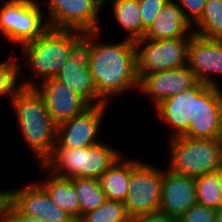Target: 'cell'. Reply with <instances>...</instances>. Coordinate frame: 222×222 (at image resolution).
Listing matches in <instances>:
<instances>
[{
  "instance_id": "obj_1",
  "label": "cell",
  "mask_w": 222,
  "mask_h": 222,
  "mask_svg": "<svg viewBox=\"0 0 222 222\" xmlns=\"http://www.w3.org/2000/svg\"><path fill=\"white\" fill-rule=\"evenodd\" d=\"M98 33H84L82 43L97 93L107 103L109 96L139 88L136 48L134 41L127 39L117 44H99L93 39Z\"/></svg>"
},
{
  "instance_id": "obj_2",
  "label": "cell",
  "mask_w": 222,
  "mask_h": 222,
  "mask_svg": "<svg viewBox=\"0 0 222 222\" xmlns=\"http://www.w3.org/2000/svg\"><path fill=\"white\" fill-rule=\"evenodd\" d=\"M11 102L28 147L43 165L53 153L57 125L49 116L41 95L34 87L20 86Z\"/></svg>"
},
{
  "instance_id": "obj_3",
  "label": "cell",
  "mask_w": 222,
  "mask_h": 222,
  "mask_svg": "<svg viewBox=\"0 0 222 222\" xmlns=\"http://www.w3.org/2000/svg\"><path fill=\"white\" fill-rule=\"evenodd\" d=\"M84 33L73 29L48 28L35 40L21 45L23 55L41 82L54 78L69 58L72 51L82 42Z\"/></svg>"
},
{
  "instance_id": "obj_4",
  "label": "cell",
  "mask_w": 222,
  "mask_h": 222,
  "mask_svg": "<svg viewBox=\"0 0 222 222\" xmlns=\"http://www.w3.org/2000/svg\"><path fill=\"white\" fill-rule=\"evenodd\" d=\"M120 157L114 148L99 142L90 147L54 148L41 167L58 177L99 179Z\"/></svg>"
},
{
  "instance_id": "obj_5",
  "label": "cell",
  "mask_w": 222,
  "mask_h": 222,
  "mask_svg": "<svg viewBox=\"0 0 222 222\" xmlns=\"http://www.w3.org/2000/svg\"><path fill=\"white\" fill-rule=\"evenodd\" d=\"M170 145V172L195 178L214 173L222 166V138L178 136L170 139Z\"/></svg>"
},
{
  "instance_id": "obj_6",
  "label": "cell",
  "mask_w": 222,
  "mask_h": 222,
  "mask_svg": "<svg viewBox=\"0 0 222 222\" xmlns=\"http://www.w3.org/2000/svg\"><path fill=\"white\" fill-rule=\"evenodd\" d=\"M190 37L135 41L137 76L157 71L175 69L187 65V49Z\"/></svg>"
},
{
  "instance_id": "obj_7",
  "label": "cell",
  "mask_w": 222,
  "mask_h": 222,
  "mask_svg": "<svg viewBox=\"0 0 222 222\" xmlns=\"http://www.w3.org/2000/svg\"><path fill=\"white\" fill-rule=\"evenodd\" d=\"M163 172L140 161L132 167L129 190L124 200L126 212L131 220L159 211Z\"/></svg>"
},
{
  "instance_id": "obj_8",
  "label": "cell",
  "mask_w": 222,
  "mask_h": 222,
  "mask_svg": "<svg viewBox=\"0 0 222 222\" xmlns=\"http://www.w3.org/2000/svg\"><path fill=\"white\" fill-rule=\"evenodd\" d=\"M49 28L73 29L83 33L99 31L98 0H48Z\"/></svg>"
},
{
  "instance_id": "obj_9",
  "label": "cell",
  "mask_w": 222,
  "mask_h": 222,
  "mask_svg": "<svg viewBox=\"0 0 222 222\" xmlns=\"http://www.w3.org/2000/svg\"><path fill=\"white\" fill-rule=\"evenodd\" d=\"M22 82L21 87H34L41 95L49 116L56 125L83 113L90 107L82 97L55 78L44 80L41 85L29 79Z\"/></svg>"
},
{
  "instance_id": "obj_10",
  "label": "cell",
  "mask_w": 222,
  "mask_h": 222,
  "mask_svg": "<svg viewBox=\"0 0 222 222\" xmlns=\"http://www.w3.org/2000/svg\"><path fill=\"white\" fill-rule=\"evenodd\" d=\"M192 139L222 138V90L207 86L195 98L194 118L182 135Z\"/></svg>"
},
{
  "instance_id": "obj_11",
  "label": "cell",
  "mask_w": 222,
  "mask_h": 222,
  "mask_svg": "<svg viewBox=\"0 0 222 222\" xmlns=\"http://www.w3.org/2000/svg\"><path fill=\"white\" fill-rule=\"evenodd\" d=\"M107 104L90 106L83 113L57 125L54 148L90 147L99 143L96 135Z\"/></svg>"
},
{
  "instance_id": "obj_12",
  "label": "cell",
  "mask_w": 222,
  "mask_h": 222,
  "mask_svg": "<svg viewBox=\"0 0 222 222\" xmlns=\"http://www.w3.org/2000/svg\"><path fill=\"white\" fill-rule=\"evenodd\" d=\"M187 67L197 81L217 87L211 75L222 74V40L192 34L187 49Z\"/></svg>"
},
{
  "instance_id": "obj_13",
  "label": "cell",
  "mask_w": 222,
  "mask_h": 222,
  "mask_svg": "<svg viewBox=\"0 0 222 222\" xmlns=\"http://www.w3.org/2000/svg\"><path fill=\"white\" fill-rule=\"evenodd\" d=\"M54 78L67 85L90 106L106 103L98 95L95 88L90 69L86 63L85 45L82 42L72 51Z\"/></svg>"
},
{
  "instance_id": "obj_14",
  "label": "cell",
  "mask_w": 222,
  "mask_h": 222,
  "mask_svg": "<svg viewBox=\"0 0 222 222\" xmlns=\"http://www.w3.org/2000/svg\"><path fill=\"white\" fill-rule=\"evenodd\" d=\"M10 201L22 213L46 222H75L55 205L46 191L35 182L17 190H10Z\"/></svg>"
},
{
  "instance_id": "obj_15",
  "label": "cell",
  "mask_w": 222,
  "mask_h": 222,
  "mask_svg": "<svg viewBox=\"0 0 222 222\" xmlns=\"http://www.w3.org/2000/svg\"><path fill=\"white\" fill-rule=\"evenodd\" d=\"M208 85L197 81L192 87L162 101L155 108L159 118L172 126L170 138L182 136L194 118L195 98Z\"/></svg>"
},
{
  "instance_id": "obj_16",
  "label": "cell",
  "mask_w": 222,
  "mask_h": 222,
  "mask_svg": "<svg viewBox=\"0 0 222 222\" xmlns=\"http://www.w3.org/2000/svg\"><path fill=\"white\" fill-rule=\"evenodd\" d=\"M196 203L194 178L163 172L159 212L178 219Z\"/></svg>"
},
{
  "instance_id": "obj_17",
  "label": "cell",
  "mask_w": 222,
  "mask_h": 222,
  "mask_svg": "<svg viewBox=\"0 0 222 222\" xmlns=\"http://www.w3.org/2000/svg\"><path fill=\"white\" fill-rule=\"evenodd\" d=\"M196 82L193 72L185 65L143 76L139 80V90L151 95L156 107L165 99L189 89Z\"/></svg>"
},
{
  "instance_id": "obj_18",
  "label": "cell",
  "mask_w": 222,
  "mask_h": 222,
  "mask_svg": "<svg viewBox=\"0 0 222 222\" xmlns=\"http://www.w3.org/2000/svg\"><path fill=\"white\" fill-rule=\"evenodd\" d=\"M192 25L184 18L183 13L174 0H168L142 39L163 40L178 37H191L188 30Z\"/></svg>"
},
{
  "instance_id": "obj_19",
  "label": "cell",
  "mask_w": 222,
  "mask_h": 222,
  "mask_svg": "<svg viewBox=\"0 0 222 222\" xmlns=\"http://www.w3.org/2000/svg\"><path fill=\"white\" fill-rule=\"evenodd\" d=\"M122 159L118 158L98 179L106 198L120 202L126 199L132 167L137 163L134 160L123 161Z\"/></svg>"
},
{
  "instance_id": "obj_20",
  "label": "cell",
  "mask_w": 222,
  "mask_h": 222,
  "mask_svg": "<svg viewBox=\"0 0 222 222\" xmlns=\"http://www.w3.org/2000/svg\"><path fill=\"white\" fill-rule=\"evenodd\" d=\"M51 177L42 184H38L46 191L55 205L77 222L80 218V204L72 180L58 177L53 173Z\"/></svg>"
},
{
  "instance_id": "obj_21",
  "label": "cell",
  "mask_w": 222,
  "mask_h": 222,
  "mask_svg": "<svg viewBox=\"0 0 222 222\" xmlns=\"http://www.w3.org/2000/svg\"><path fill=\"white\" fill-rule=\"evenodd\" d=\"M42 14L35 1L18 0L17 43L20 46L35 40L49 28Z\"/></svg>"
},
{
  "instance_id": "obj_22",
  "label": "cell",
  "mask_w": 222,
  "mask_h": 222,
  "mask_svg": "<svg viewBox=\"0 0 222 222\" xmlns=\"http://www.w3.org/2000/svg\"><path fill=\"white\" fill-rule=\"evenodd\" d=\"M117 23L129 33L127 40L138 41L143 38V26L138 0H108Z\"/></svg>"
},
{
  "instance_id": "obj_23",
  "label": "cell",
  "mask_w": 222,
  "mask_h": 222,
  "mask_svg": "<svg viewBox=\"0 0 222 222\" xmlns=\"http://www.w3.org/2000/svg\"><path fill=\"white\" fill-rule=\"evenodd\" d=\"M192 33L208 39L222 40V0H207L200 18L192 25Z\"/></svg>"
},
{
  "instance_id": "obj_24",
  "label": "cell",
  "mask_w": 222,
  "mask_h": 222,
  "mask_svg": "<svg viewBox=\"0 0 222 222\" xmlns=\"http://www.w3.org/2000/svg\"><path fill=\"white\" fill-rule=\"evenodd\" d=\"M75 187L81 215L101 206L106 200V196L101 190L99 180L95 178H71Z\"/></svg>"
},
{
  "instance_id": "obj_25",
  "label": "cell",
  "mask_w": 222,
  "mask_h": 222,
  "mask_svg": "<svg viewBox=\"0 0 222 222\" xmlns=\"http://www.w3.org/2000/svg\"><path fill=\"white\" fill-rule=\"evenodd\" d=\"M77 222H132L124 202L107 199L98 208L81 215Z\"/></svg>"
},
{
  "instance_id": "obj_26",
  "label": "cell",
  "mask_w": 222,
  "mask_h": 222,
  "mask_svg": "<svg viewBox=\"0 0 222 222\" xmlns=\"http://www.w3.org/2000/svg\"><path fill=\"white\" fill-rule=\"evenodd\" d=\"M197 203L217 210L222 206V197L217 184V170L214 173L195 177Z\"/></svg>"
},
{
  "instance_id": "obj_27",
  "label": "cell",
  "mask_w": 222,
  "mask_h": 222,
  "mask_svg": "<svg viewBox=\"0 0 222 222\" xmlns=\"http://www.w3.org/2000/svg\"><path fill=\"white\" fill-rule=\"evenodd\" d=\"M0 30L4 35L17 43L18 0H9L2 7L0 5Z\"/></svg>"
},
{
  "instance_id": "obj_28",
  "label": "cell",
  "mask_w": 222,
  "mask_h": 222,
  "mask_svg": "<svg viewBox=\"0 0 222 222\" xmlns=\"http://www.w3.org/2000/svg\"><path fill=\"white\" fill-rule=\"evenodd\" d=\"M19 66L20 64L12 59L0 63V96L9 95L10 99L20 88L17 85Z\"/></svg>"
},
{
  "instance_id": "obj_29",
  "label": "cell",
  "mask_w": 222,
  "mask_h": 222,
  "mask_svg": "<svg viewBox=\"0 0 222 222\" xmlns=\"http://www.w3.org/2000/svg\"><path fill=\"white\" fill-rule=\"evenodd\" d=\"M167 1L168 0H138L143 26V37Z\"/></svg>"
},
{
  "instance_id": "obj_30",
  "label": "cell",
  "mask_w": 222,
  "mask_h": 222,
  "mask_svg": "<svg viewBox=\"0 0 222 222\" xmlns=\"http://www.w3.org/2000/svg\"><path fill=\"white\" fill-rule=\"evenodd\" d=\"M215 212V209L196 203L178 218V222H214Z\"/></svg>"
},
{
  "instance_id": "obj_31",
  "label": "cell",
  "mask_w": 222,
  "mask_h": 222,
  "mask_svg": "<svg viewBox=\"0 0 222 222\" xmlns=\"http://www.w3.org/2000/svg\"><path fill=\"white\" fill-rule=\"evenodd\" d=\"M177 1H178L177 4L181 9L184 18L191 25H193L200 18L201 14L203 13L204 6L207 2V0H177Z\"/></svg>"
},
{
  "instance_id": "obj_32",
  "label": "cell",
  "mask_w": 222,
  "mask_h": 222,
  "mask_svg": "<svg viewBox=\"0 0 222 222\" xmlns=\"http://www.w3.org/2000/svg\"><path fill=\"white\" fill-rule=\"evenodd\" d=\"M6 222H46V221L22 213L11 201H9L6 211Z\"/></svg>"
},
{
  "instance_id": "obj_33",
  "label": "cell",
  "mask_w": 222,
  "mask_h": 222,
  "mask_svg": "<svg viewBox=\"0 0 222 222\" xmlns=\"http://www.w3.org/2000/svg\"><path fill=\"white\" fill-rule=\"evenodd\" d=\"M132 222H178V219L158 211L135 217Z\"/></svg>"
},
{
  "instance_id": "obj_34",
  "label": "cell",
  "mask_w": 222,
  "mask_h": 222,
  "mask_svg": "<svg viewBox=\"0 0 222 222\" xmlns=\"http://www.w3.org/2000/svg\"><path fill=\"white\" fill-rule=\"evenodd\" d=\"M10 201V191H0V222H6V211Z\"/></svg>"
},
{
  "instance_id": "obj_35",
  "label": "cell",
  "mask_w": 222,
  "mask_h": 222,
  "mask_svg": "<svg viewBox=\"0 0 222 222\" xmlns=\"http://www.w3.org/2000/svg\"><path fill=\"white\" fill-rule=\"evenodd\" d=\"M217 184L222 197V166L217 170Z\"/></svg>"
},
{
  "instance_id": "obj_36",
  "label": "cell",
  "mask_w": 222,
  "mask_h": 222,
  "mask_svg": "<svg viewBox=\"0 0 222 222\" xmlns=\"http://www.w3.org/2000/svg\"><path fill=\"white\" fill-rule=\"evenodd\" d=\"M214 222H222V206L216 210Z\"/></svg>"
},
{
  "instance_id": "obj_37",
  "label": "cell",
  "mask_w": 222,
  "mask_h": 222,
  "mask_svg": "<svg viewBox=\"0 0 222 222\" xmlns=\"http://www.w3.org/2000/svg\"><path fill=\"white\" fill-rule=\"evenodd\" d=\"M102 5H104V3L108 2V0H98Z\"/></svg>"
}]
</instances>
